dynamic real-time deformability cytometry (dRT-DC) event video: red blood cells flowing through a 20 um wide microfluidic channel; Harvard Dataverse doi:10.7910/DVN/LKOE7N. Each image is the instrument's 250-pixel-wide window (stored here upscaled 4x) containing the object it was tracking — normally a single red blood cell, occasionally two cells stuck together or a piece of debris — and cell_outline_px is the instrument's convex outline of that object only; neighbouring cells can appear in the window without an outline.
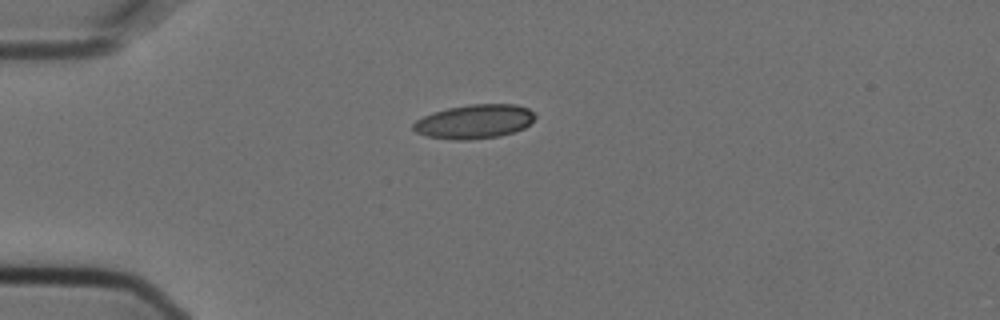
{"species": "Egyptian fruit bat (a non-hibernating species)", "species_latin": "Rousettus aegyptiacus", "temperature_condition": "cold", "stored_images_in_passage": 1, "camera_frame_rate_fps": 3000, "um_per_image_px": 0.085, "animal": {"sex": "female"}, "frame": {"image": 1, "passage_image": 1, "time_ms": 0.0, "image_size_px": [1000, 320], "cell_outline_px": [[536, 116], [524, 128], [500, 136], [468, 140], [452, 140], [428, 136], [416, 132], [412, 128], [412, 124], [416, 120], [424, 116], [448, 108], [472, 104], [516, 104], [528, 108]], "centroid_in_image_um": [40.32, 10.33], "position_along_channel_um": 44.7, "area_um2": 23.99}}